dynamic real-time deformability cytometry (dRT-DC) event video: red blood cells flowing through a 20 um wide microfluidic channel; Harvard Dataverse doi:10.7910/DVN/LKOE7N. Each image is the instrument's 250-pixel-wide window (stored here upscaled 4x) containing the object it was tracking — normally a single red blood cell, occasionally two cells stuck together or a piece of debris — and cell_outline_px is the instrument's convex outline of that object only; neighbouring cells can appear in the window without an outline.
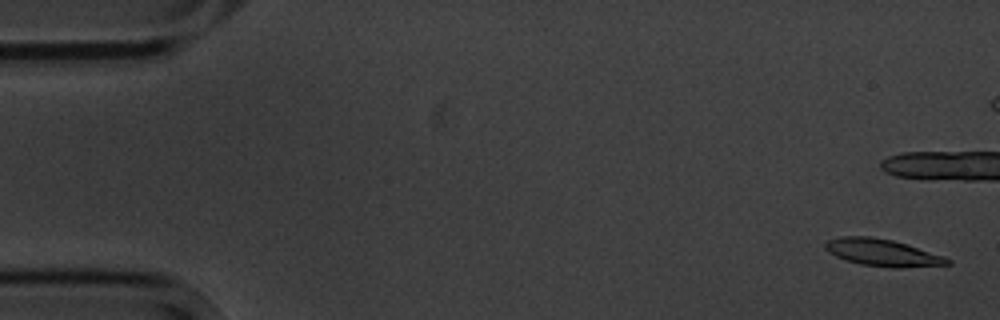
{"species": "common noctule bat (a hibernating species)", "species_latin": "Nyctalus noctula", "temperature_condition": "cold", "stored_images_in_passage": 6, "camera_frame_rate_fps": 3000, "um_per_image_px": 0.085, "animal": {"sex": "male", "body_mass_g": 20.1, "forearm_length_mm": 53.5}, "frame": {"image": 1, "passage_image": 1, "time_ms": 0.0, "image_size_px": [1000, 320], "cell_outline_px": [[952, 264], [900, 268], [892, 268], [860, 264], [844, 260], [828, 252], [824, 248], [824, 244], [828, 240], [840, 236], [872, 236], [892, 240], [944, 256], [952, 260]], "centroid_in_image_um": [74.99, 21.47], "position_along_channel_um": 10.0, "area_um2": 19.36}}